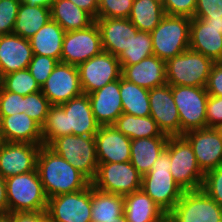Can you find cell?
<instances>
[{"instance_id": "obj_1", "label": "cell", "mask_w": 222, "mask_h": 222, "mask_svg": "<svg viewBox=\"0 0 222 222\" xmlns=\"http://www.w3.org/2000/svg\"><path fill=\"white\" fill-rule=\"evenodd\" d=\"M100 125L91 108L88 94H81L61 105H51L42 126L43 145L49 146L65 135L95 136Z\"/></svg>"}, {"instance_id": "obj_2", "label": "cell", "mask_w": 222, "mask_h": 222, "mask_svg": "<svg viewBox=\"0 0 222 222\" xmlns=\"http://www.w3.org/2000/svg\"><path fill=\"white\" fill-rule=\"evenodd\" d=\"M36 169L48 199L83 190L91 184L84 174L45 145L40 147Z\"/></svg>"}, {"instance_id": "obj_3", "label": "cell", "mask_w": 222, "mask_h": 222, "mask_svg": "<svg viewBox=\"0 0 222 222\" xmlns=\"http://www.w3.org/2000/svg\"><path fill=\"white\" fill-rule=\"evenodd\" d=\"M170 153L164 149L151 170L142 176L141 189L169 214L182 197L184 190L170 173Z\"/></svg>"}, {"instance_id": "obj_4", "label": "cell", "mask_w": 222, "mask_h": 222, "mask_svg": "<svg viewBox=\"0 0 222 222\" xmlns=\"http://www.w3.org/2000/svg\"><path fill=\"white\" fill-rule=\"evenodd\" d=\"M8 213L46 211L48 197L37 169L5 179Z\"/></svg>"}, {"instance_id": "obj_5", "label": "cell", "mask_w": 222, "mask_h": 222, "mask_svg": "<svg viewBox=\"0 0 222 222\" xmlns=\"http://www.w3.org/2000/svg\"><path fill=\"white\" fill-rule=\"evenodd\" d=\"M191 18L167 15L150 33L153 55L167 61L189 49Z\"/></svg>"}, {"instance_id": "obj_6", "label": "cell", "mask_w": 222, "mask_h": 222, "mask_svg": "<svg viewBox=\"0 0 222 222\" xmlns=\"http://www.w3.org/2000/svg\"><path fill=\"white\" fill-rule=\"evenodd\" d=\"M214 62L190 48L166 61V81L171 86L206 87Z\"/></svg>"}, {"instance_id": "obj_7", "label": "cell", "mask_w": 222, "mask_h": 222, "mask_svg": "<svg viewBox=\"0 0 222 222\" xmlns=\"http://www.w3.org/2000/svg\"><path fill=\"white\" fill-rule=\"evenodd\" d=\"M165 149L170 153V173L182 189H201L204 173L190 143L183 136H169Z\"/></svg>"}, {"instance_id": "obj_8", "label": "cell", "mask_w": 222, "mask_h": 222, "mask_svg": "<svg viewBox=\"0 0 222 222\" xmlns=\"http://www.w3.org/2000/svg\"><path fill=\"white\" fill-rule=\"evenodd\" d=\"M48 147L90 181L96 176L99 163L94 136L65 135L56 138Z\"/></svg>"}, {"instance_id": "obj_9", "label": "cell", "mask_w": 222, "mask_h": 222, "mask_svg": "<svg viewBox=\"0 0 222 222\" xmlns=\"http://www.w3.org/2000/svg\"><path fill=\"white\" fill-rule=\"evenodd\" d=\"M172 95L179 112L181 136L188 131L207 128L209 94L205 87L172 86Z\"/></svg>"}, {"instance_id": "obj_10", "label": "cell", "mask_w": 222, "mask_h": 222, "mask_svg": "<svg viewBox=\"0 0 222 222\" xmlns=\"http://www.w3.org/2000/svg\"><path fill=\"white\" fill-rule=\"evenodd\" d=\"M91 184L99 191L124 196L141 189L142 175L130 161L99 163Z\"/></svg>"}, {"instance_id": "obj_11", "label": "cell", "mask_w": 222, "mask_h": 222, "mask_svg": "<svg viewBox=\"0 0 222 222\" xmlns=\"http://www.w3.org/2000/svg\"><path fill=\"white\" fill-rule=\"evenodd\" d=\"M168 215L173 222H222V210L202 189L184 191Z\"/></svg>"}, {"instance_id": "obj_12", "label": "cell", "mask_w": 222, "mask_h": 222, "mask_svg": "<svg viewBox=\"0 0 222 222\" xmlns=\"http://www.w3.org/2000/svg\"><path fill=\"white\" fill-rule=\"evenodd\" d=\"M77 69L84 94H90L120 79L122 72L118 57L104 50L78 65Z\"/></svg>"}, {"instance_id": "obj_13", "label": "cell", "mask_w": 222, "mask_h": 222, "mask_svg": "<svg viewBox=\"0 0 222 222\" xmlns=\"http://www.w3.org/2000/svg\"><path fill=\"white\" fill-rule=\"evenodd\" d=\"M91 184L73 193L48 199L49 222H91Z\"/></svg>"}, {"instance_id": "obj_14", "label": "cell", "mask_w": 222, "mask_h": 222, "mask_svg": "<svg viewBox=\"0 0 222 222\" xmlns=\"http://www.w3.org/2000/svg\"><path fill=\"white\" fill-rule=\"evenodd\" d=\"M102 50L101 34L95 22L88 28L65 33L61 62L78 66Z\"/></svg>"}, {"instance_id": "obj_15", "label": "cell", "mask_w": 222, "mask_h": 222, "mask_svg": "<svg viewBox=\"0 0 222 222\" xmlns=\"http://www.w3.org/2000/svg\"><path fill=\"white\" fill-rule=\"evenodd\" d=\"M41 92L50 105H61L83 94L77 66L58 62L42 85Z\"/></svg>"}, {"instance_id": "obj_16", "label": "cell", "mask_w": 222, "mask_h": 222, "mask_svg": "<svg viewBox=\"0 0 222 222\" xmlns=\"http://www.w3.org/2000/svg\"><path fill=\"white\" fill-rule=\"evenodd\" d=\"M192 146L198 166L205 174L222 165V138L217 128H201L182 135Z\"/></svg>"}, {"instance_id": "obj_17", "label": "cell", "mask_w": 222, "mask_h": 222, "mask_svg": "<svg viewBox=\"0 0 222 222\" xmlns=\"http://www.w3.org/2000/svg\"><path fill=\"white\" fill-rule=\"evenodd\" d=\"M150 116L162 133L181 136L179 112L172 95V86L165 84L149 90Z\"/></svg>"}, {"instance_id": "obj_18", "label": "cell", "mask_w": 222, "mask_h": 222, "mask_svg": "<svg viewBox=\"0 0 222 222\" xmlns=\"http://www.w3.org/2000/svg\"><path fill=\"white\" fill-rule=\"evenodd\" d=\"M43 144L5 142L0 147V176L4 179L36 170Z\"/></svg>"}, {"instance_id": "obj_19", "label": "cell", "mask_w": 222, "mask_h": 222, "mask_svg": "<svg viewBox=\"0 0 222 222\" xmlns=\"http://www.w3.org/2000/svg\"><path fill=\"white\" fill-rule=\"evenodd\" d=\"M104 51L119 57L139 31L128 18H96Z\"/></svg>"}, {"instance_id": "obj_20", "label": "cell", "mask_w": 222, "mask_h": 222, "mask_svg": "<svg viewBox=\"0 0 222 222\" xmlns=\"http://www.w3.org/2000/svg\"><path fill=\"white\" fill-rule=\"evenodd\" d=\"M94 138L98 163L130 161L131 139L113 125L100 126Z\"/></svg>"}, {"instance_id": "obj_21", "label": "cell", "mask_w": 222, "mask_h": 222, "mask_svg": "<svg viewBox=\"0 0 222 222\" xmlns=\"http://www.w3.org/2000/svg\"><path fill=\"white\" fill-rule=\"evenodd\" d=\"M93 115L100 126L113 125L123 113L120 79L88 94Z\"/></svg>"}, {"instance_id": "obj_22", "label": "cell", "mask_w": 222, "mask_h": 222, "mask_svg": "<svg viewBox=\"0 0 222 222\" xmlns=\"http://www.w3.org/2000/svg\"><path fill=\"white\" fill-rule=\"evenodd\" d=\"M33 57L29 39L15 34L0 35V73L2 77L9 73L28 69Z\"/></svg>"}, {"instance_id": "obj_23", "label": "cell", "mask_w": 222, "mask_h": 222, "mask_svg": "<svg viewBox=\"0 0 222 222\" xmlns=\"http://www.w3.org/2000/svg\"><path fill=\"white\" fill-rule=\"evenodd\" d=\"M121 77L148 90L167 84L166 61L155 55L134 65L121 66Z\"/></svg>"}, {"instance_id": "obj_24", "label": "cell", "mask_w": 222, "mask_h": 222, "mask_svg": "<svg viewBox=\"0 0 222 222\" xmlns=\"http://www.w3.org/2000/svg\"><path fill=\"white\" fill-rule=\"evenodd\" d=\"M5 142L43 144L42 126L26 113L0 117Z\"/></svg>"}, {"instance_id": "obj_25", "label": "cell", "mask_w": 222, "mask_h": 222, "mask_svg": "<svg viewBox=\"0 0 222 222\" xmlns=\"http://www.w3.org/2000/svg\"><path fill=\"white\" fill-rule=\"evenodd\" d=\"M189 48L213 62H222V33L201 19L191 18Z\"/></svg>"}, {"instance_id": "obj_26", "label": "cell", "mask_w": 222, "mask_h": 222, "mask_svg": "<svg viewBox=\"0 0 222 222\" xmlns=\"http://www.w3.org/2000/svg\"><path fill=\"white\" fill-rule=\"evenodd\" d=\"M169 136H157L131 140L130 163L143 176L164 151Z\"/></svg>"}, {"instance_id": "obj_27", "label": "cell", "mask_w": 222, "mask_h": 222, "mask_svg": "<svg viewBox=\"0 0 222 222\" xmlns=\"http://www.w3.org/2000/svg\"><path fill=\"white\" fill-rule=\"evenodd\" d=\"M165 215L142 189L124 195V216L128 222H157Z\"/></svg>"}, {"instance_id": "obj_28", "label": "cell", "mask_w": 222, "mask_h": 222, "mask_svg": "<svg viewBox=\"0 0 222 222\" xmlns=\"http://www.w3.org/2000/svg\"><path fill=\"white\" fill-rule=\"evenodd\" d=\"M64 29L50 19L38 32L29 39L33 54L48 56L61 62Z\"/></svg>"}, {"instance_id": "obj_29", "label": "cell", "mask_w": 222, "mask_h": 222, "mask_svg": "<svg viewBox=\"0 0 222 222\" xmlns=\"http://www.w3.org/2000/svg\"><path fill=\"white\" fill-rule=\"evenodd\" d=\"M91 222H118L124 216V196L105 193L91 184Z\"/></svg>"}, {"instance_id": "obj_30", "label": "cell", "mask_w": 222, "mask_h": 222, "mask_svg": "<svg viewBox=\"0 0 222 222\" xmlns=\"http://www.w3.org/2000/svg\"><path fill=\"white\" fill-rule=\"evenodd\" d=\"M50 9L51 19L65 32L82 30L95 23V19L89 13L78 8L70 0H53Z\"/></svg>"}, {"instance_id": "obj_31", "label": "cell", "mask_w": 222, "mask_h": 222, "mask_svg": "<svg viewBox=\"0 0 222 222\" xmlns=\"http://www.w3.org/2000/svg\"><path fill=\"white\" fill-rule=\"evenodd\" d=\"M50 19V7L33 6L21 1L13 28V34L30 39Z\"/></svg>"}, {"instance_id": "obj_32", "label": "cell", "mask_w": 222, "mask_h": 222, "mask_svg": "<svg viewBox=\"0 0 222 222\" xmlns=\"http://www.w3.org/2000/svg\"><path fill=\"white\" fill-rule=\"evenodd\" d=\"M113 126L125 136L133 139L168 136L158 128L151 116H134L122 113Z\"/></svg>"}, {"instance_id": "obj_33", "label": "cell", "mask_w": 222, "mask_h": 222, "mask_svg": "<svg viewBox=\"0 0 222 222\" xmlns=\"http://www.w3.org/2000/svg\"><path fill=\"white\" fill-rule=\"evenodd\" d=\"M164 16L161 0H134L128 19L139 31L151 33Z\"/></svg>"}, {"instance_id": "obj_34", "label": "cell", "mask_w": 222, "mask_h": 222, "mask_svg": "<svg viewBox=\"0 0 222 222\" xmlns=\"http://www.w3.org/2000/svg\"><path fill=\"white\" fill-rule=\"evenodd\" d=\"M120 95L123 113L150 116L149 90L120 78Z\"/></svg>"}, {"instance_id": "obj_35", "label": "cell", "mask_w": 222, "mask_h": 222, "mask_svg": "<svg viewBox=\"0 0 222 222\" xmlns=\"http://www.w3.org/2000/svg\"><path fill=\"white\" fill-rule=\"evenodd\" d=\"M151 55H153V46L150 33L138 31L133 36L130 46L121 53L118 60L121 66H128L134 65Z\"/></svg>"}, {"instance_id": "obj_36", "label": "cell", "mask_w": 222, "mask_h": 222, "mask_svg": "<svg viewBox=\"0 0 222 222\" xmlns=\"http://www.w3.org/2000/svg\"><path fill=\"white\" fill-rule=\"evenodd\" d=\"M2 87L6 91L26 96L31 93L41 91V87L36 82L28 69L15 71L3 76Z\"/></svg>"}, {"instance_id": "obj_37", "label": "cell", "mask_w": 222, "mask_h": 222, "mask_svg": "<svg viewBox=\"0 0 222 222\" xmlns=\"http://www.w3.org/2000/svg\"><path fill=\"white\" fill-rule=\"evenodd\" d=\"M50 106L47 97L41 91L25 96V113L41 126L45 123Z\"/></svg>"}, {"instance_id": "obj_38", "label": "cell", "mask_w": 222, "mask_h": 222, "mask_svg": "<svg viewBox=\"0 0 222 222\" xmlns=\"http://www.w3.org/2000/svg\"><path fill=\"white\" fill-rule=\"evenodd\" d=\"M134 0H102L97 18H128Z\"/></svg>"}, {"instance_id": "obj_39", "label": "cell", "mask_w": 222, "mask_h": 222, "mask_svg": "<svg viewBox=\"0 0 222 222\" xmlns=\"http://www.w3.org/2000/svg\"><path fill=\"white\" fill-rule=\"evenodd\" d=\"M58 61L52 57L33 54L28 70L40 87L46 82Z\"/></svg>"}, {"instance_id": "obj_40", "label": "cell", "mask_w": 222, "mask_h": 222, "mask_svg": "<svg viewBox=\"0 0 222 222\" xmlns=\"http://www.w3.org/2000/svg\"><path fill=\"white\" fill-rule=\"evenodd\" d=\"M201 189L210 196L222 210V165L204 174Z\"/></svg>"}, {"instance_id": "obj_41", "label": "cell", "mask_w": 222, "mask_h": 222, "mask_svg": "<svg viewBox=\"0 0 222 222\" xmlns=\"http://www.w3.org/2000/svg\"><path fill=\"white\" fill-rule=\"evenodd\" d=\"M21 0H0V35L12 34Z\"/></svg>"}, {"instance_id": "obj_42", "label": "cell", "mask_w": 222, "mask_h": 222, "mask_svg": "<svg viewBox=\"0 0 222 222\" xmlns=\"http://www.w3.org/2000/svg\"><path fill=\"white\" fill-rule=\"evenodd\" d=\"M16 113H25V96L0 90V117L11 116Z\"/></svg>"}, {"instance_id": "obj_43", "label": "cell", "mask_w": 222, "mask_h": 222, "mask_svg": "<svg viewBox=\"0 0 222 222\" xmlns=\"http://www.w3.org/2000/svg\"><path fill=\"white\" fill-rule=\"evenodd\" d=\"M165 14L194 17L197 0H161Z\"/></svg>"}, {"instance_id": "obj_44", "label": "cell", "mask_w": 222, "mask_h": 222, "mask_svg": "<svg viewBox=\"0 0 222 222\" xmlns=\"http://www.w3.org/2000/svg\"><path fill=\"white\" fill-rule=\"evenodd\" d=\"M206 122L208 128L222 125V97L209 95L206 105Z\"/></svg>"}, {"instance_id": "obj_45", "label": "cell", "mask_w": 222, "mask_h": 222, "mask_svg": "<svg viewBox=\"0 0 222 222\" xmlns=\"http://www.w3.org/2000/svg\"><path fill=\"white\" fill-rule=\"evenodd\" d=\"M222 16V0H197L193 18Z\"/></svg>"}, {"instance_id": "obj_46", "label": "cell", "mask_w": 222, "mask_h": 222, "mask_svg": "<svg viewBox=\"0 0 222 222\" xmlns=\"http://www.w3.org/2000/svg\"><path fill=\"white\" fill-rule=\"evenodd\" d=\"M205 88L209 95L222 97V62L212 65Z\"/></svg>"}, {"instance_id": "obj_47", "label": "cell", "mask_w": 222, "mask_h": 222, "mask_svg": "<svg viewBox=\"0 0 222 222\" xmlns=\"http://www.w3.org/2000/svg\"><path fill=\"white\" fill-rule=\"evenodd\" d=\"M12 222H49L46 211L11 213Z\"/></svg>"}, {"instance_id": "obj_48", "label": "cell", "mask_w": 222, "mask_h": 222, "mask_svg": "<svg viewBox=\"0 0 222 222\" xmlns=\"http://www.w3.org/2000/svg\"><path fill=\"white\" fill-rule=\"evenodd\" d=\"M78 8L89 13L95 20L98 15V3L95 0H70Z\"/></svg>"}, {"instance_id": "obj_49", "label": "cell", "mask_w": 222, "mask_h": 222, "mask_svg": "<svg viewBox=\"0 0 222 222\" xmlns=\"http://www.w3.org/2000/svg\"><path fill=\"white\" fill-rule=\"evenodd\" d=\"M8 214L5 179L0 176V215Z\"/></svg>"}, {"instance_id": "obj_50", "label": "cell", "mask_w": 222, "mask_h": 222, "mask_svg": "<svg viewBox=\"0 0 222 222\" xmlns=\"http://www.w3.org/2000/svg\"><path fill=\"white\" fill-rule=\"evenodd\" d=\"M197 19H201L205 24H209L210 27L220 30L222 33V16H217L212 18H197Z\"/></svg>"}, {"instance_id": "obj_51", "label": "cell", "mask_w": 222, "mask_h": 222, "mask_svg": "<svg viewBox=\"0 0 222 222\" xmlns=\"http://www.w3.org/2000/svg\"><path fill=\"white\" fill-rule=\"evenodd\" d=\"M29 5L33 6H42V7H50L53 0H21Z\"/></svg>"}, {"instance_id": "obj_52", "label": "cell", "mask_w": 222, "mask_h": 222, "mask_svg": "<svg viewBox=\"0 0 222 222\" xmlns=\"http://www.w3.org/2000/svg\"><path fill=\"white\" fill-rule=\"evenodd\" d=\"M0 222H12L11 213H8L6 215H0Z\"/></svg>"}, {"instance_id": "obj_53", "label": "cell", "mask_w": 222, "mask_h": 222, "mask_svg": "<svg viewBox=\"0 0 222 222\" xmlns=\"http://www.w3.org/2000/svg\"><path fill=\"white\" fill-rule=\"evenodd\" d=\"M157 222H173L172 221V218L168 215V214H166L164 217H162L159 221H157Z\"/></svg>"}, {"instance_id": "obj_54", "label": "cell", "mask_w": 222, "mask_h": 222, "mask_svg": "<svg viewBox=\"0 0 222 222\" xmlns=\"http://www.w3.org/2000/svg\"><path fill=\"white\" fill-rule=\"evenodd\" d=\"M5 143L4 141V138H3V135H2V130H1V127H0V147Z\"/></svg>"}, {"instance_id": "obj_55", "label": "cell", "mask_w": 222, "mask_h": 222, "mask_svg": "<svg viewBox=\"0 0 222 222\" xmlns=\"http://www.w3.org/2000/svg\"><path fill=\"white\" fill-rule=\"evenodd\" d=\"M2 81H3V77H2V75L0 73V90L2 89Z\"/></svg>"}, {"instance_id": "obj_56", "label": "cell", "mask_w": 222, "mask_h": 222, "mask_svg": "<svg viewBox=\"0 0 222 222\" xmlns=\"http://www.w3.org/2000/svg\"><path fill=\"white\" fill-rule=\"evenodd\" d=\"M217 129H218V131H219V133H220V135H221V138H222V125L219 126V127H217Z\"/></svg>"}, {"instance_id": "obj_57", "label": "cell", "mask_w": 222, "mask_h": 222, "mask_svg": "<svg viewBox=\"0 0 222 222\" xmlns=\"http://www.w3.org/2000/svg\"><path fill=\"white\" fill-rule=\"evenodd\" d=\"M118 222H128V221L126 220V217L123 216V217L120 219V221H118Z\"/></svg>"}, {"instance_id": "obj_58", "label": "cell", "mask_w": 222, "mask_h": 222, "mask_svg": "<svg viewBox=\"0 0 222 222\" xmlns=\"http://www.w3.org/2000/svg\"><path fill=\"white\" fill-rule=\"evenodd\" d=\"M98 4H100V2L102 1V0H95Z\"/></svg>"}]
</instances>
